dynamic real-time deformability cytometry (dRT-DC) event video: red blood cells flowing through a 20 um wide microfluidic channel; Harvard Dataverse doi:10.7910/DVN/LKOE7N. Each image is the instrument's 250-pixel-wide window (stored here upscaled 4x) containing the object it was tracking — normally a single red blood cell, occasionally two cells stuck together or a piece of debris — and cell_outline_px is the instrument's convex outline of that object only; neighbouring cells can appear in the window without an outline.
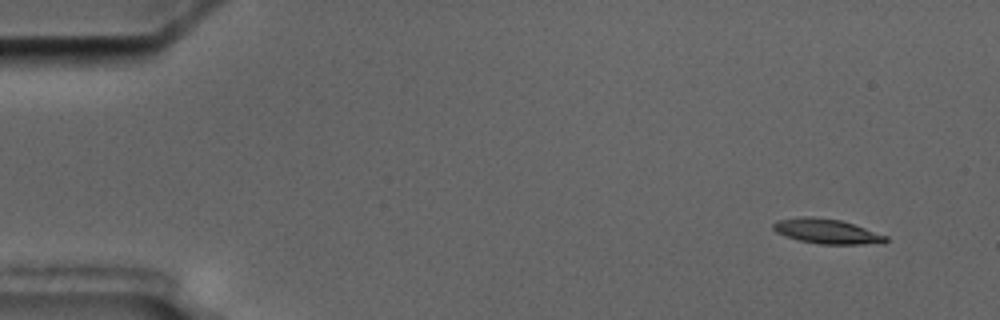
{"species": "common noctule bat (a hibernating species)", "species_latin": "Nyctalus noctula", "temperature_condition": "cold", "stored_images_in_passage": 6, "camera_frame_rate_fps": 3000, "um_per_image_px": 0.085, "animal": {"sex": "male", "body_mass_g": 17.5, "forearm_length_mm": 52.3}, "frame": {"image": 1, "passage_image": 1, "time_ms": 0.0, "image_size_px": [1000, 320], "cell_outline_px": [[888, 240], [884, 244], [820, 244], [800, 240], [784, 236], [776, 232], [772, 228], [772, 224], [776, 220], [800, 216], [812, 216], [840, 220], [888, 236]], "centroid_in_image_um": [70.26, 19.66], "position_along_channel_um": 14.7, "area_um2": 16.36}}
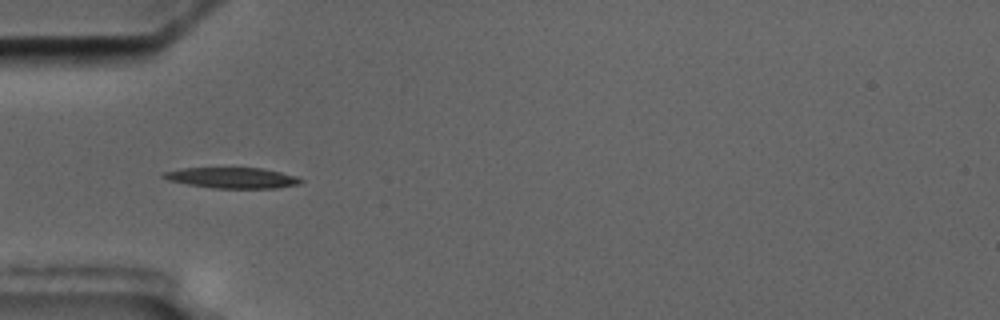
{"frame": {"image": 2, "passage_image": 5, "time_ms": 4.667, "image_size_px": [1000, 320], "cell_outline_px": [[304, 180], [300, 184], [276, 188], [212, 188], [188, 184], [168, 180], [160, 176], [164, 172], [180, 168], [260, 168], [280, 172], [296, 176]], "centroid_in_image_um": [19.73, 15.12], "position_along_channel_um": 65.3, "area_um2": 16.53}}